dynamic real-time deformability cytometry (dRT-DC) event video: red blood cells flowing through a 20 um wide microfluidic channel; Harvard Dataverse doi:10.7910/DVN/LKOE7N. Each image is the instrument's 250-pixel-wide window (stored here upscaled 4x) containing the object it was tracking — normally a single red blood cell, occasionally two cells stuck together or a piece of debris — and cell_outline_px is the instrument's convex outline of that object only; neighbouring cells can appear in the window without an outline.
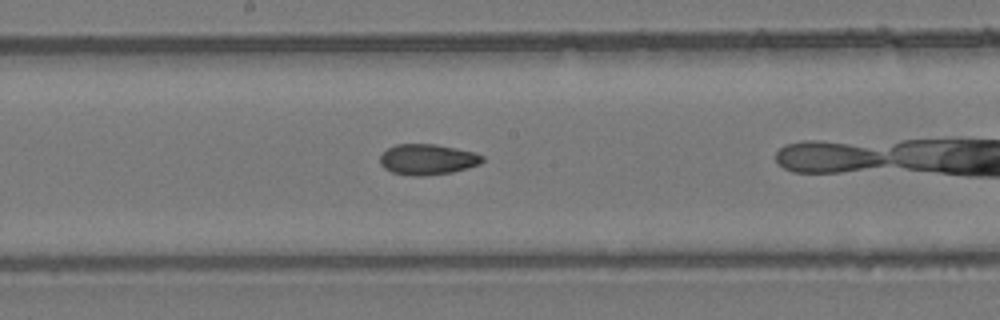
{"species": "common noctule bat (a hibernating species)", "species_latin": "Nyctalus noctula", "temperature_condition": "room temperature", "stored_images_in_passage": 26, "camera_frame_rate_fps": 3000, "um_per_image_px": 0.085, "animal": {"sex": "female", "body_mass_g": 24.6, "forearm_length_mm": 56.2}, "frame": {"image": 1, "passage_image": 12, "time_ms": 3.667, "image_size_px": [1000, 320], "cell_outline_px": [[484, 160], [480, 164], [468, 168], [452, 172], [424, 176], [412, 176], [392, 172], [384, 168], [380, 164], [380, 156], [388, 148], [396, 144], [436, 144], [476, 152], [484, 156]], "centroid_in_image_um": [36.36, 13.55], "position_along_channel_um": 211.8, "area_um2": 18.44}}
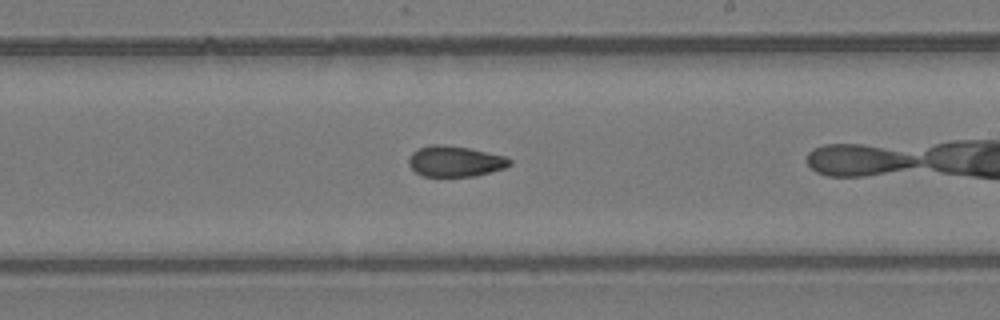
{"frame": {"image": 2, "passage_image": 15, "time_ms": 4.667, "image_size_px": [1000, 320], "cell_outline_px": [[512, 164], [504, 168], [476, 176], [424, 176], [416, 172], [408, 164], [408, 156], [412, 152], [420, 148], [432, 144], [444, 144], [468, 148], [504, 156], [512, 160]], "centroid_in_image_um": [38.67, 13.71], "position_along_channel_um": 250.3, "area_um2": 18.03}}